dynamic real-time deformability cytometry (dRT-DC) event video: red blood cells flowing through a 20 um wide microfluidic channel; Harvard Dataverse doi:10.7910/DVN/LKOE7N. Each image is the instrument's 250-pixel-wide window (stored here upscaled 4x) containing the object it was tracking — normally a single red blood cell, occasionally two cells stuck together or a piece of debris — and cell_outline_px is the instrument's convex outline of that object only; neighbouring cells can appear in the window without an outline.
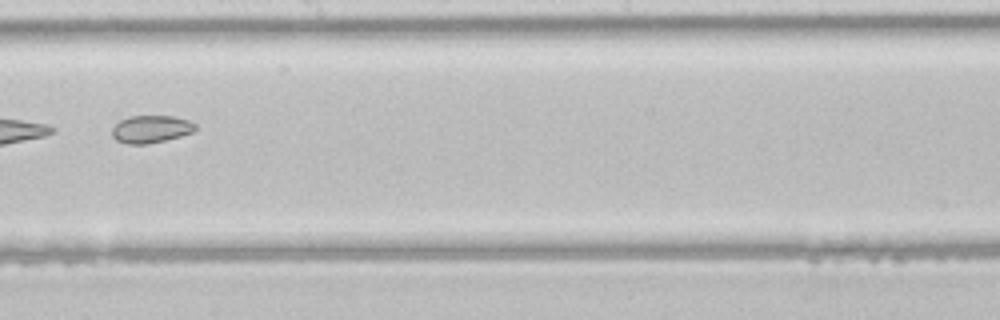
{"species": "common noctule bat (a hibernating species)", "species_latin": "Nyctalus noctula", "temperature_condition": "room temperature", "stored_images_in_passage": 45, "camera_frame_rate_fps": 3000, "um_per_image_px": 0.085, "animal": {"sex": "male", "body_mass_g": 21.5, "forearm_length_mm": 52.0}, "frame": {"image": 1, "passage_image": 26, "time_ms": 8.333, "image_size_px": [1000, 320], "cell_outline_px": [[196, 128], [192, 132], [180, 136], [148, 144], [128, 144], [116, 140], [112, 136], [112, 128], [120, 120], [128, 116], [172, 116], [188, 120], [196, 124]], "centroid_in_image_um": [12.81, 10.97], "position_along_channel_um": 235.4, "area_um2": 13.29}}